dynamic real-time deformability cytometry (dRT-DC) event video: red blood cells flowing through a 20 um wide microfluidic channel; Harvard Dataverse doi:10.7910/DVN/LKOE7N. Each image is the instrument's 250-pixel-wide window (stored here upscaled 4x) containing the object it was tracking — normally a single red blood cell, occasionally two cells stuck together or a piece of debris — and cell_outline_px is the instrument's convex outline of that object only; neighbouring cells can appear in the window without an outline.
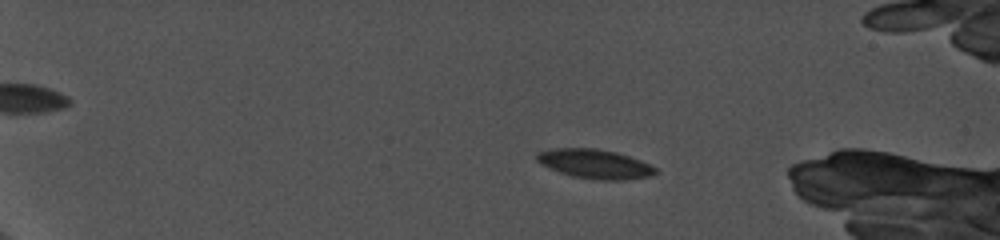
{"species": "common noctule bat (a hibernating species)", "species_latin": "Nyctalus noctula", "temperature_condition": "cold", "stored_images_in_passage": 44, "camera_frame_rate_fps": 5000, "um_per_image_px": 0.085, "animal": {"sex": "female", "body_mass_g": 19.0, "forearm_length_mm": 56.7}, "frame": {"image": 1, "passage_image": 32, "time_ms": 4.6, "image_size_px": [1000, 240], "cell_outline_px": [[660, 172], [652, 176], [624, 180], [600, 180], [572, 176], [560, 172], [540, 164], [536, 160], [536, 152], [552, 148], [596, 148], [616, 152], [640, 160], [656, 168]], "centroid_in_image_um": [50.56, 13.93], "position_along_channel_um": 34.4, "area_um2": 20.35}}
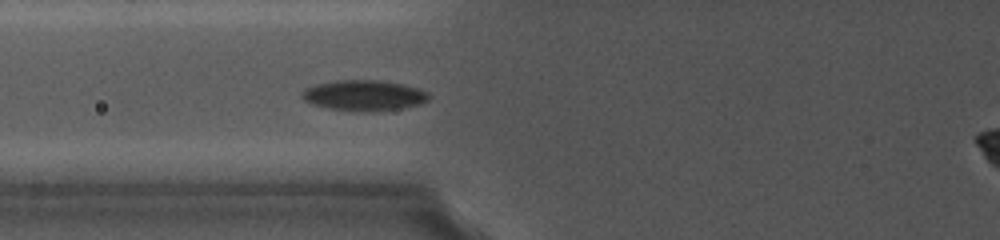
{"frame": {"image": 2, "passage_image": 44, "time_ms": 9.2, "image_size_px": [1000, 240], "cell_outline_px": [[428, 100], [420, 104], [404, 108], [372, 112], [356, 112], [328, 108], [312, 104], [304, 100], [300, 96], [300, 92], [304, 88], [316, 84], [336, 80], [380, 80], [404, 84], [420, 88], [428, 92]], "centroid_in_image_um": [30.92, 8.11], "position_along_channel_um": 94.9, "area_um2": 23.06}}